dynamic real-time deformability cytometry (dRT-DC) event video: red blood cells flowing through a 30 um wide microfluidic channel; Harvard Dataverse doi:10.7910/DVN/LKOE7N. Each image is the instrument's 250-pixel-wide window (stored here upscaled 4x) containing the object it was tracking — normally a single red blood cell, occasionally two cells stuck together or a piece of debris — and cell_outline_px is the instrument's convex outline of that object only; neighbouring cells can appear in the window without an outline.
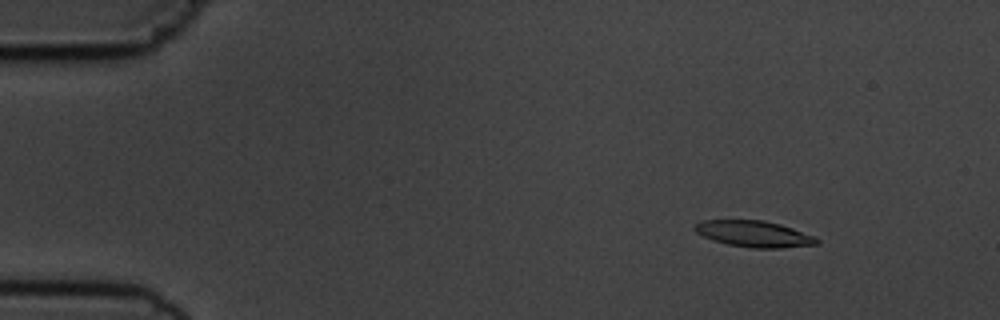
{"species": "common noctule bat (a hibernating species)", "species_latin": "Nyctalus noctula", "temperature_condition": "cold", "stored_images_in_passage": 11, "camera_frame_rate_fps": 3000, "um_per_image_px": 0.085, "animal": {"sex": "male", "body_mass_g": 19.5, "forearm_length_mm": 54.6}, "frame": {"image": 1, "passage_image": 2, "time_ms": 2.0, "image_size_px": [1000, 320], "cell_outline_px": [[820, 244], [780, 248], [752, 248], [728, 244], [712, 240], [696, 232], [692, 228], [692, 224], [704, 220], [764, 220], [780, 224], [816, 236], [820, 240]], "centroid_in_image_um": [64.1, 19.88], "position_along_channel_um": 20.9, "area_um2": 18.84}}
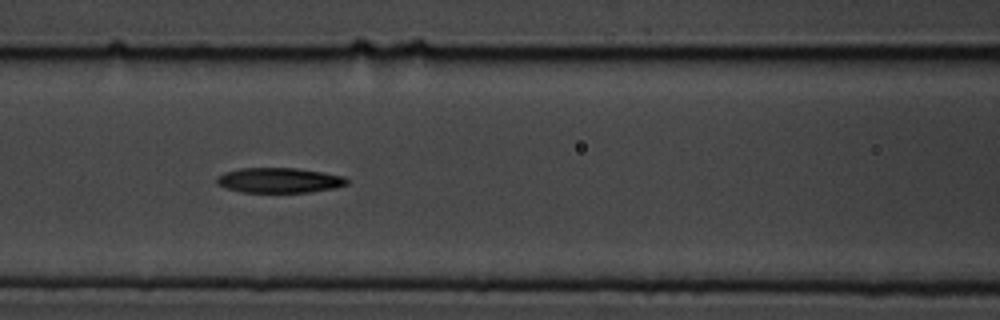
{"frame": {"image": 2, "passage_image": 7, "time_ms": 7.667, "image_size_px": [1000, 320], "cell_outline_px": [[348, 184], [336, 188], [308, 192], [240, 192], [224, 188], [216, 184], [216, 176], [224, 172], [240, 168], [296, 168], [324, 172], [344, 176], [348, 180]], "centroid_in_image_um": [23.71, 15.32], "position_along_channel_um": 142.9, "area_um2": 19.25}}
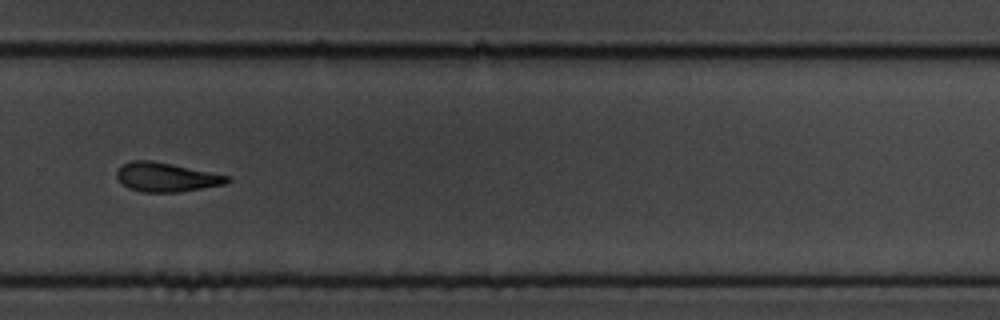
{"frame": {"image": 3, "passage_image": 11, "time_ms": 12.333, "image_size_px": [1000, 320], "cell_outline_px": [[232, 180], [224, 184], [180, 192], [140, 192], [128, 188], [116, 176], [116, 172], [124, 164], [132, 160], [152, 160], [232, 176]], "centroid_in_image_um": [14.17, 15.06], "position_along_channel_um": 315.6, "area_um2": 18.73}}